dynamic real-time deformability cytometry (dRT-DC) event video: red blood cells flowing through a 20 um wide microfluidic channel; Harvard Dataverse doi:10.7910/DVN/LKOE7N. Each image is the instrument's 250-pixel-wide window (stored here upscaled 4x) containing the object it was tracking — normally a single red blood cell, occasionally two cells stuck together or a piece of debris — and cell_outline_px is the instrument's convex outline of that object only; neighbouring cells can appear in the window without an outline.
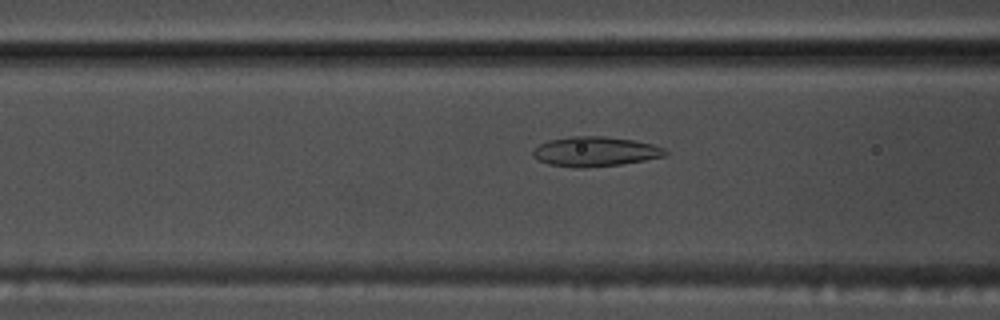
{"species": "common noctule bat (a hibernating species)", "species_latin": "Nyctalus noctula", "temperature_condition": "warm", "stored_images_in_passage": 43, "camera_frame_rate_fps": 3000, "um_per_image_px": 0.085, "animal": {"sex": "male", "body_mass_g": 17.5, "forearm_length_mm": 52.3}, "frame": {"image": 1, "passage_image": 10, "time_ms": 3.0, "image_size_px": [1000, 320], "cell_outline_px": [[668, 152], [664, 156], [644, 160], [620, 164], [580, 168], [576, 168], [548, 164], [532, 156], [532, 152], [540, 144], [548, 140], [572, 136], [604, 136], [632, 140], [652, 144], [664, 148]], "centroid_in_image_um": [50.57, 12.88], "position_along_channel_um": 116.0, "area_um2": 22.72}}
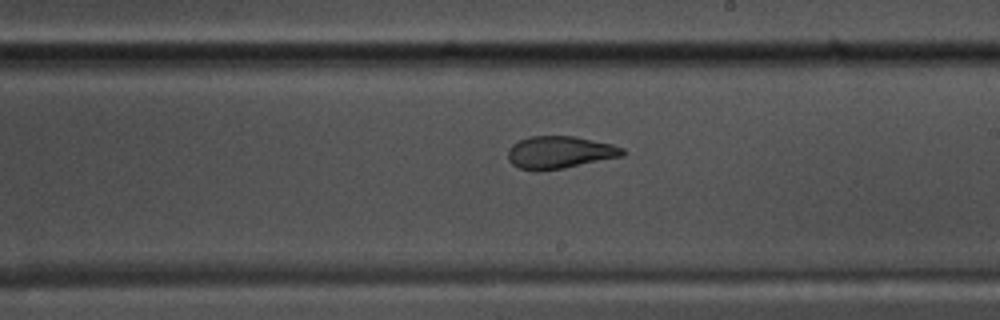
{"frame": {"image": 2, "passage_image": 20, "time_ms": 6.333, "image_size_px": [1000, 320], "cell_outline_px": [[628, 152], [624, 156], [564, 168], [536, 172], [520, 168], [512, 164], [508, 160], [508, 148], [512, 144], [528, 136], [576, 136], [612, 144], [624, 148]], "centroid_in_image_um": [47.59, 12.95], "position_along_channel_um": 241.4, "area_um2": 22.02}}
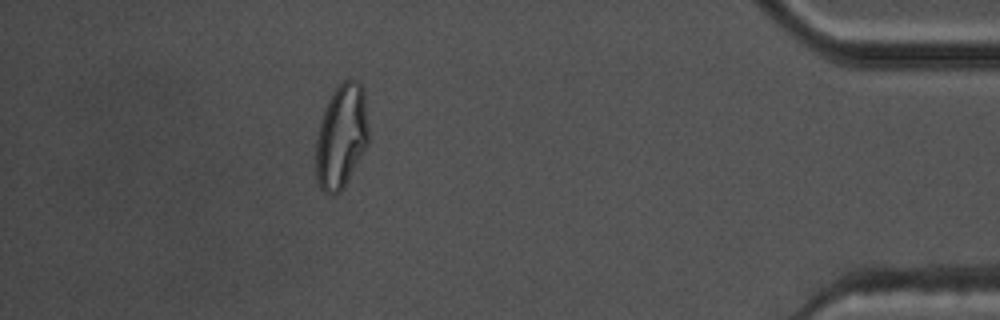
{"frame": {"image": 3, "passage_image": 37, "time_ms": 12.0, "image_size_px": [1000, 320], "cell_outline_px": [[368, 144], [344, 188], [340, 192], [324, 192], [320, 188], [316, 180], [316, 132], [320, 120], [332, 88], [344, 80], [356, 80], [364, 88], [368, 128]], "centroid_in_image_um": [29.0, 11.55], "position_along_channel_um": 406.2, "area_um2": 32.43}, "authors_computed_cell_mechanics": {"area_um2": 23.5824, "velocity_mm_per_s": 3.7728, "shape_relaxation_time_tau1_ms": null, "shape_relaxation_time_tau2_ms": 1.8497, "deformation_change_tau1": null, "deformation_change_tau2": 0.0818}}